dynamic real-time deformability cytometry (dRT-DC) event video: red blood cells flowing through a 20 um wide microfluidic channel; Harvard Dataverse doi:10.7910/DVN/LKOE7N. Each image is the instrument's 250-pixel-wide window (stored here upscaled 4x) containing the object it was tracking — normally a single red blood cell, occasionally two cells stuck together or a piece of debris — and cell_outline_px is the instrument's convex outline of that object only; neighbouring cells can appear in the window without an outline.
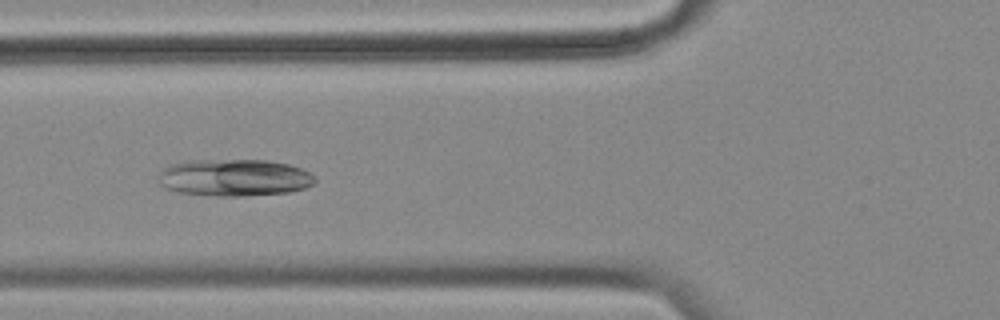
{"species": "common noctule bat (a hibernating species)", "species_latin": "Nyctalus noctula", "temperature_condition": "cold", "stored_images_in_passage": 19, "camera_frame_rate_fps": 3000, "um_per_image_px": 0.085, "animal": {"sex": "female", "body_mass_g": 18.4}, "frame": {"image": 1, "passage_image": 6, "time_ms": 1.667, "image_size_px": [1000, 320], "cell_outline_px": [[316, 180], [312, 184], [304, 188], [288, 192], [244, 196], [216, 196], [180, 192], [164, 188], [160, 184], [160, 172], [164, 168], [172, 164], [184, 160], [268, 160], [288, 164], [300, 168], [316, 176]], "centroid_in_image_um": [19.91, 15.09], "position_along_channel_um": 105.9, "area_um2": 33.76}}